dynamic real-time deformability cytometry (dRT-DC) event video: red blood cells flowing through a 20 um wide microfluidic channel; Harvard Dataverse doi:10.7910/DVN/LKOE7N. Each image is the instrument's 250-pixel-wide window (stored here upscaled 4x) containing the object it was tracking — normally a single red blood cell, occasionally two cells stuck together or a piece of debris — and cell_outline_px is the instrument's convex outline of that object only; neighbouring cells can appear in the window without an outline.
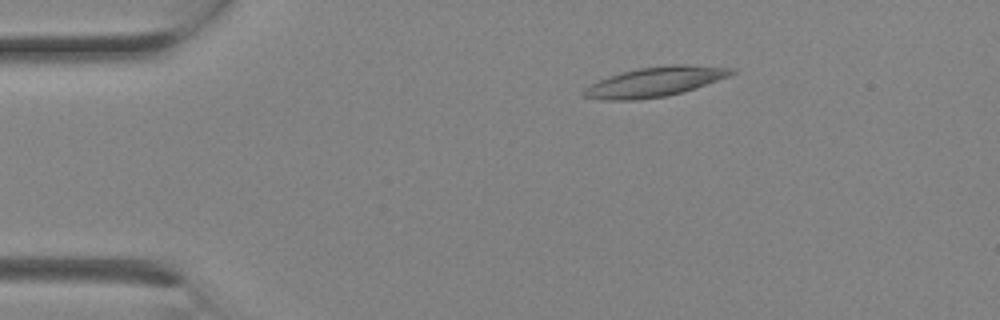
{"species": "Egyptian fruit bat (a non-hibernating species)", "species_latin": "Rousettus aegyptiacus", "temperature_condition": "room temperature", "stored_images_in_passage": 1, "camera_frame_rate_fps": 3000, "um_per_image_px": 0.085, "animal": {"sex": "female"}, "frame": {"image": 1, "passage_image": 1, "time_ms": 0.0, "image_size_px": [1000, 320], "cell_outline_px": [[736, 72], [728, 76], [696, 88], [664, 96], [636, 100], [608, 100], [580, 96], [580, 92], [584, 88], [608, 76], [620, 72], [640, 68], [668, 64], [684, 64], [736, 68]], "centroid_in_image_um": [55.65, 6.94], "position_along_channel_um": 29.3, "area_um2": 25.49}}